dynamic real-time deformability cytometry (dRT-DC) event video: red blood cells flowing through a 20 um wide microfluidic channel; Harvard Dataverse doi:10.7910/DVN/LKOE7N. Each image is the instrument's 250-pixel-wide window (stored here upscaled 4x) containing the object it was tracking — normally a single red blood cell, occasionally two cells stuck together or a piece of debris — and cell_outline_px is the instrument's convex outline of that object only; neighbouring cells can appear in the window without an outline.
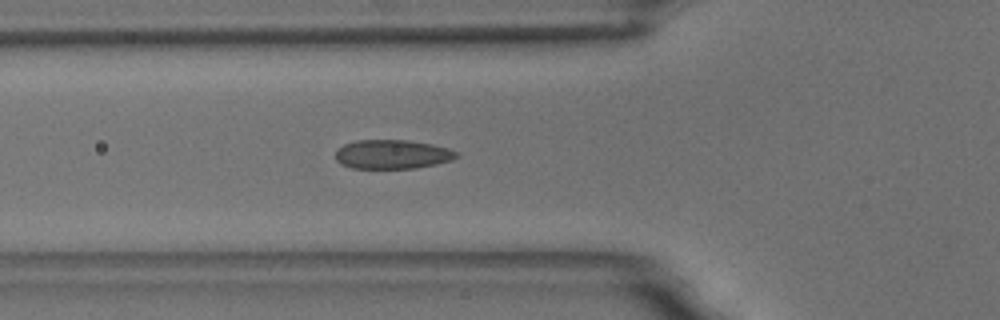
{"species": "common noctule bat (a hibernating species)", "species_latin": "Nyctalus noctula", "temperature_condition": "room temperature", "stored_images_in_passage": 17, "camera_frame_rate_fps": 3000, "um_per_image_px": 0.085, "animal": {"sex": "male", "body_mass_g": 18.8}, "frame": {"image": 1, "passage_image": 10, "time_ms": 3.0, "image_size_px": [1000, 320], "cell_outline_px": [[460, 156], [452, 160], [436, 164], [416, 168], [352, 168], [340, 164], [336, 160], [336, 152], [344, 144], [356, 140], [408, 140], [432, 144], [448, 148], [460, 152]], "centroid_in_image_um": [33.39, 13.11], "position_along_channel_um": 92.4, "area_um2": 20.63}}